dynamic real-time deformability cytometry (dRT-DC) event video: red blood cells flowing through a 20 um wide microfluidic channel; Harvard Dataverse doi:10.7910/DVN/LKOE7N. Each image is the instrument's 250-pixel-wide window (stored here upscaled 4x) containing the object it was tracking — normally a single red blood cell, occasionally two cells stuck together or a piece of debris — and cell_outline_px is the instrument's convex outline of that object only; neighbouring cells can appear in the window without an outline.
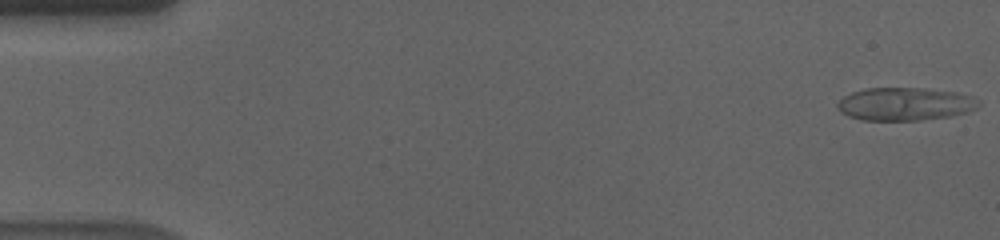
{"species": "human", "species_latin": "Homo sapiens", "temperature_condition": "cold", "stored_images_in_passage": 57, "camera_frame_rate_fps": 3000, "um_per_image_px": 0.085, "donor": {"sex": "male"}, "frame": {"image": 1, "passage_image": 1, "time_ms": 0.0, "image_size_px": [1000, 240], "cell_outline_px": [[980, 104], [976, 108], [964, 112], [948, 116], [916, 120], [864, 120], [848, 116], [840, 112], [836, 104], [844, 96], [852, 92], [868, 88], [920, 88], [956, 92], [980, 100]], "centroid_in_image_um": [76.88, 8.83], "position_along_channel_um": 8.1, "area_um2": 26.76}}
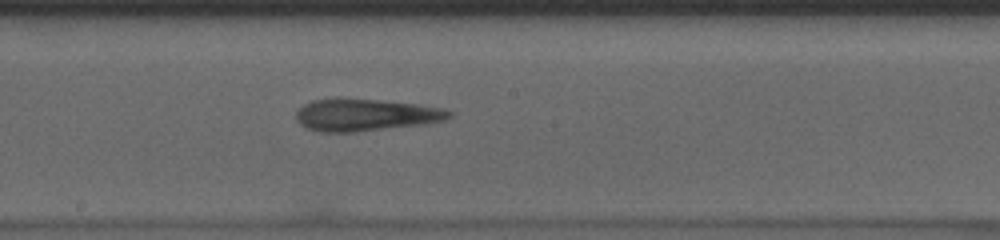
{"frame": {"image": 2, "passage_image": 31, "time_ms": 10.0, "image_size_px": [1000, 240], "cell_outline_px": [[456, 112], [452, 116], [444, 120], [424, 124], [356, 132], [320, 132], [308, 128], [300, 124], [296, 120], [296, 112], [304, 104], [312, 100], [336, 96], [340, 96], [420, 104], [444, 108]], "centroid_in_image_um": [31.07, 9.74], "position_along_channel_um": 217.1, "area_um2": 29.42}}
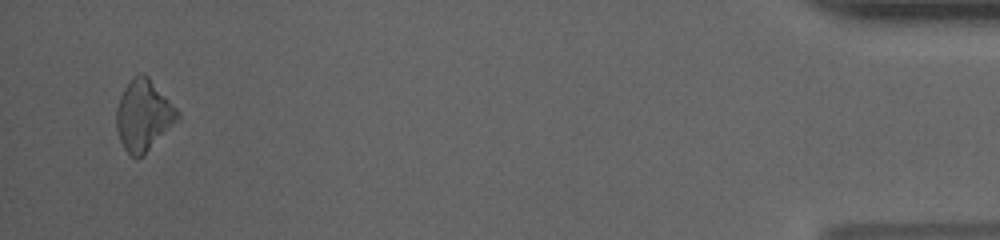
{"frame": {"image": 3, "passage_image": 55, "time_ms": 18.0, "image_size_px": [1000, 240], "cell_outline_px": [[180, 120], [144, 156], [136, 160], [124, 148], [120, 140], [116, 128], [116, 108], [120, 96], [124, 88], [140, 72], [144, 72], [148, 76], [180, 112]], "centroid_in_image_um": [12.22, 9.85], "position_along_channel_um": 423.0, "area_um2": 25.61}, "authors_computed_cell_mechanics": {"area_um2": 27.3972, "velocity_mm_per_s": 3.5707, "shape_relaxation_time_tau1_ms": 8.0297, "shape_relaxation_time_tau2_ms": null, "deformation_change_tau1": 0.1877, "deformation_change_tau2": null}}